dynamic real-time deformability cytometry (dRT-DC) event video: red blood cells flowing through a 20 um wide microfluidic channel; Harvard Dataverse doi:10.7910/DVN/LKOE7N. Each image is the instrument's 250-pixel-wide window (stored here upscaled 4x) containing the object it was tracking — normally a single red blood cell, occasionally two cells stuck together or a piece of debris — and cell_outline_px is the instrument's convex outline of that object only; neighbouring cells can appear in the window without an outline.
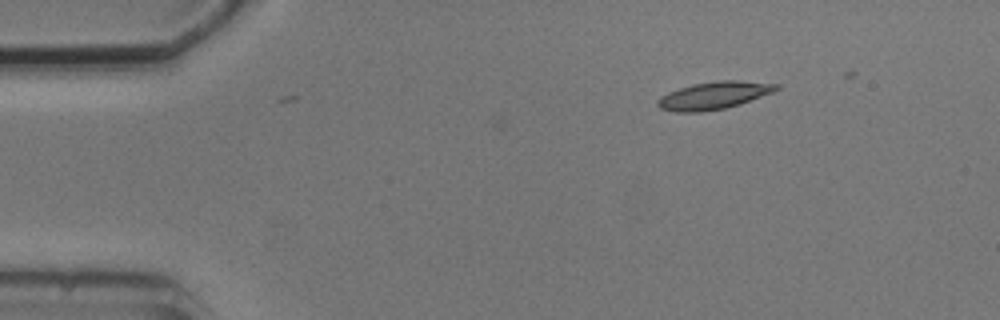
{"species": "common noctule bat (a hibernating species)", "species_latin": "Nyctalus noctula", "temperature_condition": "cold", "stored_images_in_passage": 3, "camera_frame_rate_fps": 3000, "um_per_image_px": 0.085, "animal": {"sex": "male", "body_mass_g": 20.5, "forearm_length_mm": 52.5}, "frame": {"image": 1, "passage_image": 3, "time_ms": 2.333, "image_size_px": [1000, 320], "cell_outline_px": [[780, 88], [772, 92], [740, 104], [724, 108], [700, 112], [676, 112], [660, 108], [656, 104], [656, 100], [660, 96], [668, 92], [692, 84], [716, 80], [740, 80], [780, 84]], "centroid_in_image_um": [60.66, 8.1], "position_along_channel_um": 24.3, "area_um2": 19.07}}